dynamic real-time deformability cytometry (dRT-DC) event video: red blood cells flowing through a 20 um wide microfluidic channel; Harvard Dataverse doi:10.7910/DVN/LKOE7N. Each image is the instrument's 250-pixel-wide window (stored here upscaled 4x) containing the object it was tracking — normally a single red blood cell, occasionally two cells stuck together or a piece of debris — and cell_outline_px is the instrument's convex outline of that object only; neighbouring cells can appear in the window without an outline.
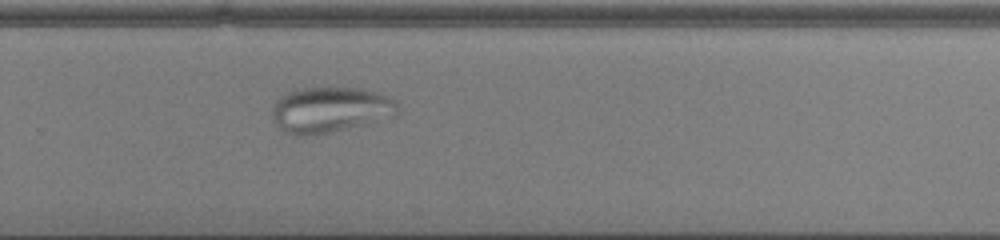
{"species": "common noctule bat (a hibernating species)", "species_latin": "Nyctalus noctula", "temperature_condition": "cold", "stored_images_in_passage": 46, "camera_frame_rate_fps": 3000, "um_per_image_px": 0.085, "animal": {"sex": "male", "body_mass_g": 13.0, "forearm_length_mm": 53.1}, "frame": {"image": 1, "passage_image": 30, "time_ms": 9.667, "image_size_px": [1000, 240], "cell_outline_px": [[396, 116], [364, 124], [328, 132], [304, 136], [296, 136], [280, 128], [272, 116], [272, 108], [276, 100], [288, 92], [304, 88], [360, 88], [392, 96], [396, 100]], "centroid_in_image_um": [28.08, 9.32], "position_along_channel_um": 301.7, "area_um2": 33.0}}